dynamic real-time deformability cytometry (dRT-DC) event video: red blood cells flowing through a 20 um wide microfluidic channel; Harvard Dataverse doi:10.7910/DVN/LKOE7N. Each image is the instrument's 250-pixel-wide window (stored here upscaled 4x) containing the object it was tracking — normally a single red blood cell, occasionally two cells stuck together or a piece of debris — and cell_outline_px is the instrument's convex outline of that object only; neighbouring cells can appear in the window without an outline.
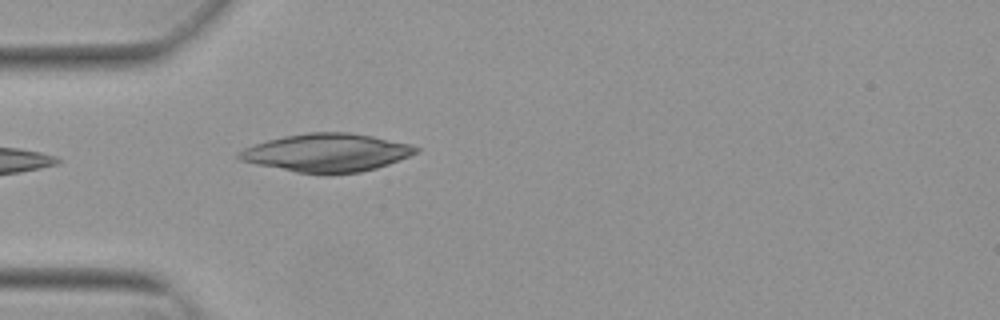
{"species": "Egyptian fruit bat (a non-hibernating species)", "species_latin": "Rousettus aegyptiacus", "temperature_condition": "warm", "stored_images_in_passage": 39, "camera_frame_rate_fps": 3000, "um_per_image_px": 0.085, "animal": {"sex": "female"}, "frame": {"image": 1, "passage_image": 2, "time_ms": 0.333, "image_size_px": [1000, 320], "cell_outline_px": [[420, 148], [416, 152], [408, 156], [388, 164], [376, 168], [360, 172], [296, 172], [240, 160], [236, 156], [236, 152], [244, 148], [268, 140], [284, 136], [308, 132], [348, 132], [372, 136], [412, 144]], "centroid_in_image_um": [27.77, 12.95], "position_along_channel_um": 57.2, "area_um2": 38.55}}
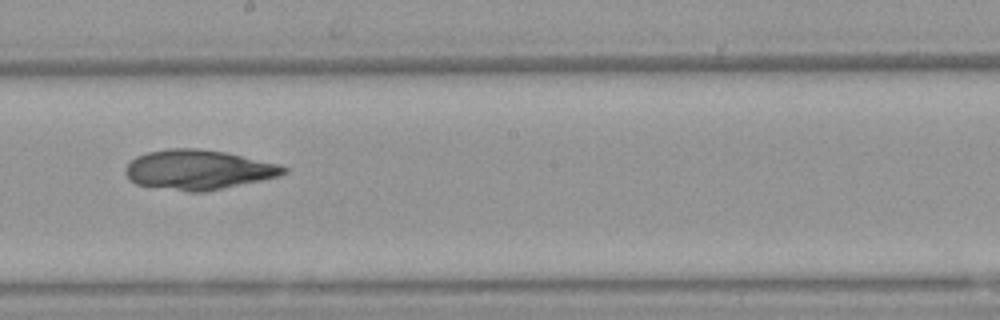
{"frame": {"image": 2, "passage_image": 16, "time_ms": 5.0, "image_size_px": [1000, 320], "cell_outline_px": [[288, 172], [280, 176], [204, 192], [188, 192], [136, 184], [128, 180], [124, 172], [124, 168], [136, 156], [148, 152], [168, 148], [196, 148], [224, 152], [280, 164], [288, 168]], "centroid_in_image_um": [16.84, 14.43], "position_along_channel_um": 231.4, "area_um2": 36.65}}
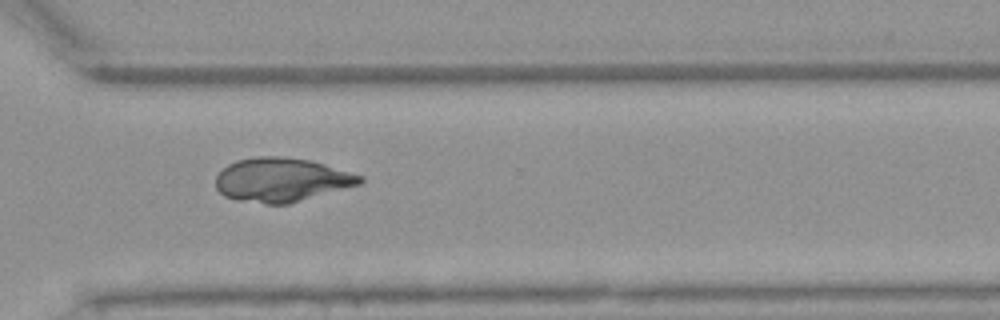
{"frame": {"image": 3, "passage_image": 25, "time_ms": 8.0, "image_size_px": [1000, 320], "cell_outline_px": [[364, 180], [360, 184], [288, 204], [264, 204], [236, 200], [224, 196], [216, 188], [216, 176], [228, 164], [236, 160], [256, 156], [280, 156], [308, 160], [324, 164], [364, 176]], "centroid_in_image_um": [23.91, 15.29], "position_along_channel_um": 346.7, "area_um2": 36.88}}